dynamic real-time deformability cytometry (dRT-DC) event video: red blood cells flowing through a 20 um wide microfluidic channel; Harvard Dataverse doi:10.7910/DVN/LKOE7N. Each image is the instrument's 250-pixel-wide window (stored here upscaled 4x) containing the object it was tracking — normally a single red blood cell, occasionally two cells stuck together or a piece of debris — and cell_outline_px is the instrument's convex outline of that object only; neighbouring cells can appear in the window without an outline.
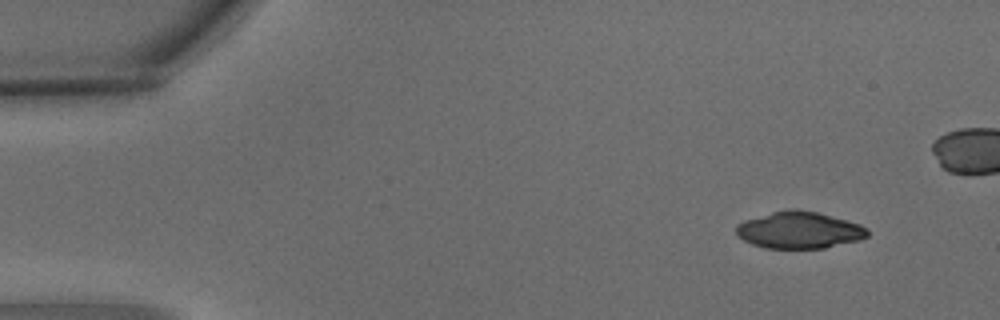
{"species": "common noctule bat (a hibernating species)", "species_latin": "Nyctalus noctula", "temperature_condition": "warm", "stored_images_in_passage": 5, "camera_frame_rate_fps": 3000, "um_per_image_px": 0.085, "animal": {"sex": "male", "body_mass_g": 15.6}, "frame": {"image": 1, "passage_image": 1, "time_ms": 0.0, "image_size_px": [1000, 320], "cell_outline_px": [[868, 236], [860, 240], [824, 248], [764, 248], [752, 244], [736, 236], [736, 224], [744, 220], [772, 212], [792, 208], [816, 212], [860, 224], [868, 228]], "centroid_in_image_um": [67.92, 19.56], "position_along_channel_um": 17.1, "area_um2": 28.15}}